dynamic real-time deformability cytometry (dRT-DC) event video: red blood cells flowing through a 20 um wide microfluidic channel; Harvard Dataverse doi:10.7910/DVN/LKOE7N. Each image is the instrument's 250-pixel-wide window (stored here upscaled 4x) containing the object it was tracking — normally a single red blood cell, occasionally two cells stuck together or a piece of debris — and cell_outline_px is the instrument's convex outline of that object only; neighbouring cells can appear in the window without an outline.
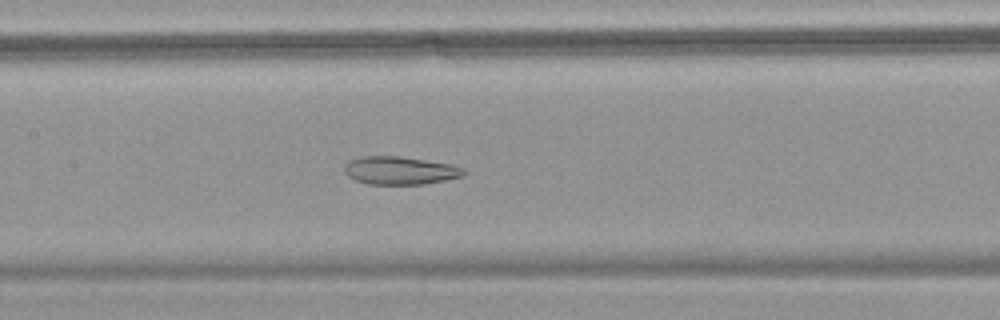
{"species": "common noctule bat (a hibernating species)", "species_latin": "Nyctalus noctula", "temperature_condition": "warm", "stored_images_in_passage": 57, "camera_frame_rate_fps": 3000, "um_per_image_px": 0.085, "animal": {"sex": "female", "body_mass_g": 18.4}, "frame": {"image": 1, "passage_image": 28, "time_ms": 9.0, "image_size_px": [1000, 320], "cell_outline_px": [[468, 172], [464, 176], [424, 184], [368, 184], [356, 180], [348, 176], [344, 172], [344, 164], [348, 160], [364, 156], [400, 156], [452, 164], [464, 168]], "centroid_in_image_um": [34.01, 14.49], "position_along_channel_um": 173.4, "area_um2": 19.65}}
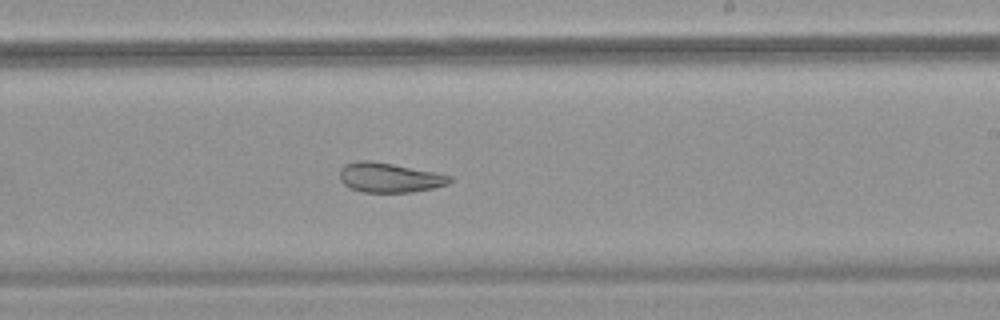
{"frame": {"image": 2, "passage_image": 35, "time_ms": 11.333, "image_size_px": [1000, 320], "cell_outline_px": [[452, 180], [448, 184], [432, 188], [412, 192], [364, 192], [352, 188], [344, 184], [340, 180], [340, 168], [344, 164], [356, 160], [368, 160], [392, 164], [436, 172], [452, 176]], "centroid_in_image_um": [33.09, 15.08], "position_along_channel_um": 255.9, "area_um2": 18.96}}
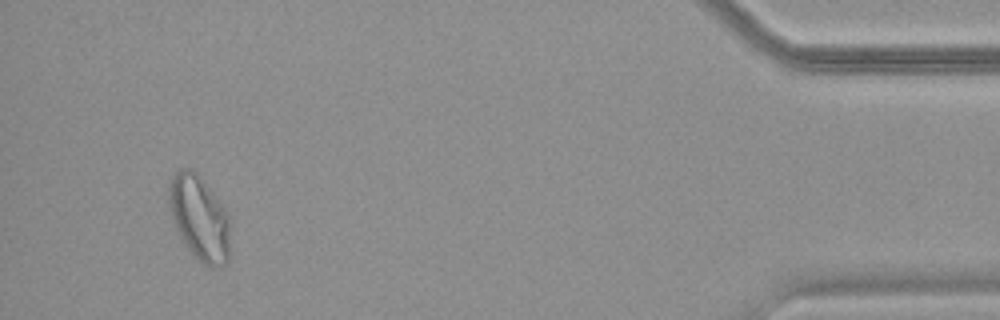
{"frame": {"image": 3, "passage_image": 54, "time_ms": 17.667, "image_size_px": [1000, 320], "cell_outline_px": [[228, 260], [224, 264], [216, 268], [212, 268], [204, 264], [188, 248], [180, 236], [176, 228], [168, 204], [168, 184], [172, 176], [180, 168], [192, 168], [200, 176], [224, 208], [228, 216]], "centroid_in_image_um": [16.91, 18.49], "position_along_channel_um": 418.3, "area_um2": 29.77}, "authors_computed_cell_mechanics": {"area_um2": 27.2816, "velocity_mm_per_s": 3.5638, "shape_relaxation_time_tau1_ms": null, "shape_relaxation_time_tau2_ms": 2.0439, "deformation_change_tau1": null, "deformation_change_tau2": 0.0897}}